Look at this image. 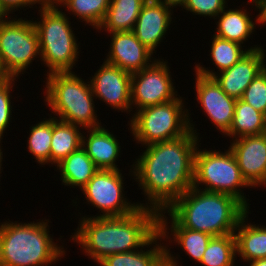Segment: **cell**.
<instances>
[{
  "label": "cell",
  "mask_w": 266,
  "mask_h": 266,
  "mask_svg": "<svg viewBox=\"0 0 266 266\" xmlns=\"http://www.w3.org/2000/svg\"><path fill=\"white\" fill-rule=\"evenodd\" d=\"M46 0H0V9L9 16L10 13L29 6L33 8L35 4H43Z\"/></svg>",
  "instance_id": "cell-34"
},
{
  "label": "cell",
  "mask_w": 266,
  "mask_h": 266,
  "mask_svg": "<svg viewBox=\"0 0 266 266\" xmlns=\"http://www.w3.org/2000/svg\"><path fill=\"white\" fill-rule=\"evenodd\" d=\"M81 127L52 117L50 163L56 166L82 145Z\"/></svg>",
  "instance_id": "cell-25"
},
{
  "label": "cell",
  "mask_w": 266,
  "mask_h": 266,
  "mask_svg": "<svg viewBox=\"0 0 266 266\" xmlns=\"http://www.w3.org/2000/svg\"><path fill=\"white\" fill-rule=\"evenodd\" d=\"M227 0H187L182 9L192 12L193 15H200L215 18L225 9Z\"/></svg>",
  "instance_id": "cell-33"
},
{
  "label": "cell",
  "mask_w": 266,
  "mask_h": 266,
  "mask_svg": "<svg viewBox=\"0 0 266 266\" xmlns=\"http://www.w3.org/2000/svg\"><path fill=\"white\" fill-rule=\"evenodd\" d=\"M62 184L82 189L99 170L93 160L80 147L56 165Z\"/></svg>",
  "instance_id": "cell-24"
},
{
  "label": "cell",
  "mask_w": 266,
  "mask_h": 266,
  "mask_svg": "<svg viewBox=\"0 0 266 266\" xmlns=\"http://www.w3.org/2000/svg\"><path fill=\"white\" fill-rule=\"evenodd\" d=\"M195 73L197 102L211 123L225 136L232 125L236 99L228 96L214 78Z\"/></svg>",
  "instance_id": "cell-14"
},
{
  "label": "cell",
  "mask_w": 266,
  "mask_h": 266,
  "mask_svg": "<svg viewBox=\"0 0 266 266\" xmlns=\"http://www.w3.org/2000/svg\"><path fill=\"white\" fill-rule=\"evenodd\" d=\"M183 98L137 110L130 119L129 128L136 143L148 146L186 135L192 130L198 137L197 129L190 121ZM196 129V130H195Z\"/></svg>",
  "instance_id": "cell-7"
},
{
  "label": "cell",
  "mask_w": 266,
  "mask_h": 266,
  "mask_svg": "<svg viewBox=\"0 0 266 266\" xmlns=\"http://www.w3.org/2000/svg\"><path fill=\"white\" fill-rule=\"evenodd\" d=\"M71 238L97 264L105 257L138 250L159 231V213L139 207L121 217L81 216Z\"/></svg>",
  "instance_id": "cell-2"
},
{
  "label": "cell",
  "mask_w": 266,
  "mask_h": 266,
  "mask_svg": "<svg viewBox=\"0 0 266 266\" xmlns=\"http://www.w3.org/2000/svg\"><path fill=\"white\" fill-rule=\"evenodd\" d=\"M10 76L7 74V72L4 70L1 60H0V84L8 80Z\"/></svg>",
  "instance_id": "cell-37"
},
{
  "label": "cell",
  "mask_w": 266,
  "mask_h": 266,
  "mask_svg": "<svg viewBox=\"0 0 266 266\" xmlns=\"http://www.w3.org/2000/svg\"><path fill=\"white\" fill-rule=\"evenodd\" d=\"M147 0H111L105 18L97 28L106 33L132 31Z\"/></svg>",
  "instance_id": "cell-23"
},
{
  "label": "cell",
  "mask_w": 266,
  "mask_h": 266,
  "mask_svg": "<svg viewBox=\"0 0 266 266\" xmlns=\"http://www.w3.org/2000/svg\"><path fill=\"white\" fill-rule=\"evenodd\" d=\"M17 78H9L5 82L0 84V140H2L3 133L8 128L11 122L12 108L11 105V92ZM14 82V83H13ZM11 90V91H10Z\"/></svg>",
  "instance_id": "cell-32"
},
{
  "label": "cell",
  "mask_w": 266,
  "mask_h": 266,
  "mask_svg": "<svg viewBox=\"0 0 266 266\" xmlns=\"http://www.w3.org/2000/svg\"><path fill=\"white\" fill-rule=\"evenodd\" d=\"M201 188H190L163 211L170 216V226L205 232L211 236L234 233L248 209L231 195Z\"/></svg>",
  "instance_id": "cell-3"
},
{
  "label": "cell",
  "mask_w": 266,
  "mask_h": 266,
  "mask_svg": "<svg viewBox=\"0 0 266 266\" xmlns=\"http://www.w3.org/2000/svg\"><path fill=\"white\" fill-rule=\"evenodd\" d=\"M266 133L265 114L245 103L241 99H236L234 117L226 137L232 140L252 135H261Z\"/></svg>",
  "instance_id": "cell-26"
},
{
  "label": "cell",
  "mask_w": 266,
  "mask_h": 266,
  "mask_svg": "<svg viewBox=\"0 0 266 266\" xmlns=\"http://www.w3.org/2000/svg\"><path fill=\"white\" fill-rule=\"evenodd\" d=\"M264 51L262 47L249 51L231 68L220 73L210 71L200 63L196 64L194 69L199 75L214 78L228 96L241 99L248 85L266 67Z\"/></svg>",
  "instance_id": "cell-12"
},
{
  "label": "cell",
  "mask_w": 266,
  "mask_h": 266,
  "mask_svg": "<svg viewBox=\"0 0 266 266\" xmlns=\"http://www.w3.org/2000/svg\"><path fill=\"white\" fill-rule=\"evenodd\" d=\"M168 62L156 59L148 67L132 74L131 104L135 111L145 107L166 103L177 98V91Z\"/></svg>",
  "instance_id": "cell-11"
},
{
  "label": "cell",
  "mask_w": 266,
  "mask_h": 266,
  "mask_svg": "<svg viewBox=\"0 0 266 266\" xmlns=\"http://www.w3.org/2000/svg\"><path fill=\"white\" fill-rule=\"evenodd\" d=\"M131 79V73L104 61L92 79L90 78L94 99L99 98L115 110L130 113L133 109Z\"/></svg>",
  "instance_id": "cell-13"
},
{
  "label": "cell",
  "mask_w": 266,
  "mask_h": 266,
  "mask_svg": "<svg viewBox=\"0 0 266 266\" xmlns=\"http://www.w3.org/2000/svg\"><path fill=\"white\" fill-rule=\"evenodd\" d=\"M120 170H98L81 189L87 204L99 209L97 217L126 216L139 208L138 203H131L124 198V180Z\"/></svg>",
  "instance_id": "cell-10"
},
{
  "label": "cell",
  "mask_w": 266,
  "mask_h": 266,
  "mask_svg": "<svg viewBox=\"0 0 266 266\" xmlns=\"http://www.w3.org/2000/svg\"><path fill=\"white\" fill-rule=\"evenodd\" d=\"M39 57V37L33 19L11 20L6 16L0 22V60L10 78L25 73L32 61Z\"/></svg>",
  "instance_id": "cell-9"
},
{
  "label": "cell",
  "mask_w": 266,
  "mask_h": 266,
  "mask_svg": "<svg viewBox=\"0 0 266 266\" xmlns=\"http://www.w3.org/2000/svg\"><path fill=\"white\" fill-rule=\"evenodd\" d=\"M250 263V264H249ZM249 266H266V258L248 262Z\"/></svg>",
  "instance_id": "cell-38"
},
{
  "label": "cell",
  "mask_w": 266,
  "mask_h": 266,
  "mask_svg": "<svg viewBox=\"0 0 266 266\" xmlns=\"http://www.w3.org/2000/svg\"><path fill=\"white\" fill-rule=\"evenodd\" d=\"M51 138L52 116L31 126L27 147L39 165H50Z\"/></svg>",
  "instance_id": "cell-30"
},
{
  "label": "cell",
  "mask_w": 266,
  "mask_h": 266,
  "mask_svg": "<svg viewBox=\"0 0 266 266\" xmlns=\"http://www.w3.org/2000/svg\"><path fill=\"white\" fill-rule=\"evenodd\" d=\"M0 144H1V140H0ZM2 159H3V152H2V149H1V145H0V174L2 173ZM1 177V175H0Z\"/></svg>",
  "instance_id": "cell-39"
},
{
  "label": "cell",
  "mask_w": 266,
  "mask_h": 266,
  "mask_svg": "<svg viewBox=\"0 0 266 266\" xmlns=\"http://www.w3.org/2000/svg\"><path fill=\"white\" fill-rule=\"evenodd\" d=\"M44 101L52 110L55 118L81 127V129L98 128L94 105V95L90 81L85 82L75 72H53L46 75ZM88 83V84H87Z\"/></svg>",
  "instance_id": "cell-5"
},
{
  "label": "cell",
  "mask_w": 266,
  "mask_h": 266,
  "mask_svg": "<svg viewBox=\"0 0 266 266\" xmlns=\"http://www.w3.org/2000/svg\"><path fill=\"white\" fill-rule=\"evenodd\" d=\"M199 142V137L190 130L182 137L145 147L142 155L131 165L133 170L130 169L129 173L148 199L145 204L138 202L139 207L158 213L166 211L193 187L195 153Z\"/></svg>",
  "instance_id": "cell-1"
},
{
  "label": "cell",
  "mask_w": 266,
  "mask_h": 266,
  "mask_svg": "<svg viewBox=\"0 0 266 266\" xmlns=\"http://www.w3.org/2000/svg\"><path fill=\"white\" fill-rule=\"evenodd\" d=\"M236 239L234 233L213 236L199 263L204 266H235Z\"/></svg>",
  "instance_id": "cell-28"
},
{
  "label": "cell",
  "mask_w": 266,
  "mask_h": 266,
  "mask_svg": "<svg viewBox=\"0 0 266 266\" xmlns=\"http://www.w3.org/2000/svg\"><path fill=\"white\" fill-rule=\"evenodd\" d=\"M169 223L168 217L165 216L163 212H160L159 233L161 234L163 241H166V239H172L170 237L172 235L173 239L169 240V243L170 241L171 243L174 241L177 243L176 245H180V248H182L187 255L192 257L196 262H200L213 236L205 232L193 231L184 227L169 228ZM168 230L171 232L170 236Z\"/></svg>",
  "instance_id": "cell-22"
},
{
  "label": "cell",
  "mask_w": 266,
  "mask_h": 266,
  "mask_svg": "<svg viewBox=\"0 0 266 266\" xmlns=\"http://www.w3.org/2000/svg\"><path fill=\"white\" fill-rule=\"evenodd\" d=\"M249 210L240 219L234 231L236 255L245 262L266 258V227L247 223Z\"/></svg>",
  "instance_id": "cell-21"
},
{
  "label": "cell",
  "mask_w": 266,
  "mask_h": 266,
  "mask_svg": "<svg viewBox=\"0 0 266 266\" xmlns=\"http://www.w3.org/2000/svg\"><path fill=\"white\" fill-rule=\"evenodd\" d=\"M199 146L195 153L193 187L201 185L205 186L201 190L231 195L249 210L250 204L240 188L252 187L242 176L233 152L229 148L223 153Z\"/></svg>",
  "instance_id": "cell-8"
},
{
  "label": "cell",
  "mask_w": 266,
  "mask_h": 266,
  "mask_svg": "<svg viewBox=\"0 0 266 266\" xmlns=\"http://www.w3.org/2000/svg\"><path fill=\"white\" fill-rule=\"evenodd\" d=\"M260 3V9H261V18L263 21V24L266 25V0H259Z\"/></svg>",
  "instance_id": "cell-36"
},
{
  "label": "cell",
  "mask_w": 266,
  "mask_h": 266,
  "mask_svg": "<svg viewBox=\"0 0 266 266\" xmlns=\"http://www.w3.org/2000/svg\"><path fill=\"white\" fill-rule=\"evenodd\" d=\"M58 6L65 7L66 11L93 26L97 30L105 18L111 0H53ZM63 5V6H62Z\"/></svg>",
  "instance_id": "cell-27"
},
{
  "label": "cell",
  "mask_w": 266,
  "mask_h": 266,
  "mask_svg": "<svg viewBox=\"0 0 266 266\" xmlns=\"http://www.w3.org/2000/svg\"><path fill=\"white\" fill-rule=\"evenodd\" d=\"M252 5L255 6L256 10L259 9V14L256 17L255 23L251 19L247 9H241L239 7L236 9L223 10L215 19L218 18L216 23V35L222 39H226L232 42L239 43L240 45L244 44L248 38H250L255 32V24H263L261 18V9L259 0H250Z\"/></svg>",
  "instance_id": "cell-20"
},
{
  "label": "cell",
  "mask_w": 266,
  "mask_h": 266,
  "mask_svg": "<svg viewBox=\"0 0 266 266\" xmlns=\"http://www.w3.org/2000/svg\"><path fill=\"white\" fill-rule=\"evenodd\" d=\"M162 240L158 231L140 250L112 254L98 264L100 266H179L178 256L174 257L170 253L171 248L168 249L164 244L162 246ZM144 247L151 248L145 251Z\"/></svg>",
  "instance_id": "cell-18"
},
{
  "label": "cell",
  "mask_w": 266,
  "mask_h": 266,
  "mask_svg": "<svg viewBox=\"0 0 266 266\" xmlns=\"http://www.w3.org/2000/svg\"><path fill=\"white\" fill-rule=\"evenodd\" d=\"M172 12L159 0H147L141 8L132 32L153 53H156L155 49L165 38L172 21Z\"/></svg>",
  "instance_id": "cell-17"
},
{
  "label": "cell",
  "mask_w": 266,
  "mask_h": 266,
  "mask_svg": "<svg viewBox=\"0 0 266 266\" xmlns=\"http://www.w3.org/2000/svg\"><path fill=\"white\" fill-rule=\"evenodd\" d=\"M6 17L5 13L0 9V22Z\"/></svg>",
  "instance_id": "cell-40"
},
{
  "label": "cell",
  "mask_w": 266,
  "mask_h": 266,
  "mask_svg": "<svg viewBox=\"0 0 266 266\" xmlns=\"http://www.w3.org/2000/svg\"><path fill=\"white\" fill-rule=\"evenodd\" d=\"M108 34L111 35V43L107 59H104L106 62L133 74L156 60L151 58L154 53L144 46L132 31Z\"/></svg>",
  "instance_id": "cell-16"
},
{
  "label": "cell",
  "mask_w": 266,
  "mask_h": 266,
  "mask_svg": "<svg viewBox=\"0 0 266 266\" xmlns=\"http://www.w3.org/2000/svg\"><path fill=\"white\" fill-rule=\"evenodd\" d=\"M159 1L174 10L173 7L176 8V6L179 7L181 6L183 8L187 0H159Z\"/></svg>",
  "instance_id": "cell-35"
},
{
  "label": "cell",
  "mask_w": 266,
  "mask_h": 266,
  "mask_svg": "<svg viewBox=\"0 0 266 266\" xmlns=\"http://www.w3.org/2000/svg\"><path fill=\"white\" fill-rule=\"evenodd\" d=\"M39 8L41 21L33 23L39 37L40 60L49 68L47 74L72 71L80 44L68 16L53 0H46Z\"/></svg>",
  "instance_id": "cell-6"
},
{
  "label": "cell",
  "mask_w": 266,
  "mask_h": 266,
  "mask_svg": "<svg viewBox=\"0 0 266 266\" xmlns=\"http://www.w3.org/2000/svg\"><path fill=\"white\" fill-rule=\"evenodd\" d=\"M229 149L246 182L252 188L263 187L266 183V133L232 140Z\"/></svg>",
  "instance_id": "cell-15"
},
{
  "label": "cell",
  "mask_w": 266,
  "mask_h": 266,
  "mask_svg": "<svg viewBox=\"0 0 266 266\" xmlns=\"http://www.w3.org/2000/svg\"><path fill=\"white\" fill-rule=\"evenodd\" d=\"M48 222L0 223V266H48L61 260L66 251L50 236Z\"/></svg>",
  "instance_id": "cell-4"
},
{
  "label": "cell",
  "mask_w": 266,
  "mask_h": 266,
  "mask_svg": "<svg viewBox=\"0 0 266 266\" xmlns=\"http://www.w3.org/2000/svg\"><path fill=\"white\" fill-rule=\"evenodd\" d=\"M88 130V137L82 135L81 147L93 160L99 170H119L116 165L121 146L112 132L104 126Z\"/></svg>",
  "instance_id": "cell-19"
},
{
  "label": "cell",
  "mask_w": 266,
  "mask_h": 266,
  "mask_svg": "<svg viewBox=\"0 0 266 266\" xmlns=\"http://www.w3.org/2000/svg\"><path fill=\"white\" fill-rule=\"evenodd\" d=\"M212 44L210 49L211 61L219 72L231 68L236 64L245 54L249 51L257 50L261 46L254 45L255 47L245 49L239 43L232 42L226 39H222L213 35ZM243 48V49H242Z\"/></svg>",
  "instance_id": "cell-29"
},
{
  "label": "cell",
  "mask_w": 266,
  "mask_h": 266,
  "mask_svg": "<svg viewBox=\"0 0 266 266\" xmlns=\"http://www.w3.org/2000/svg\"><path fill=\"white\" fill-rule=\"evenodd\" d=\"M241 100L266 115V67L248 85Z\"/></svg>",
  "instance_id": "cell-31"
}]
</instances>
